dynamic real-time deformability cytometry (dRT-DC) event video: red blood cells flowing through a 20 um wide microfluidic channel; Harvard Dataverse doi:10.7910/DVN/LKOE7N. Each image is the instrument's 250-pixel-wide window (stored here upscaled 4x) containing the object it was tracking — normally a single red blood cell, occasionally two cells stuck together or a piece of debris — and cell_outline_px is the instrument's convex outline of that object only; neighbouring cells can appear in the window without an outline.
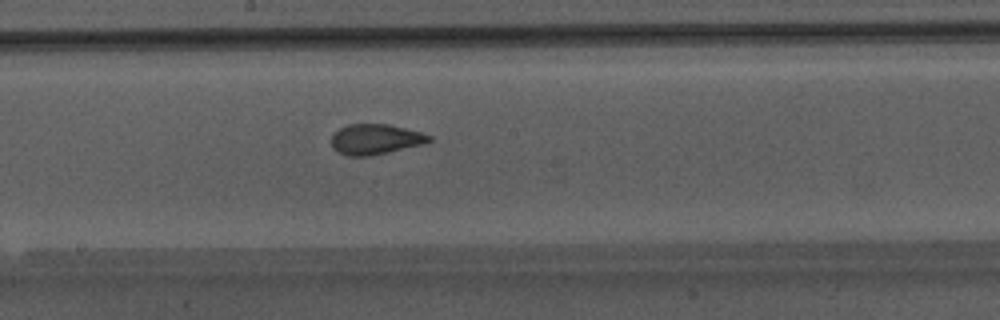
{"species": "Egyptian fruit bat (a non-hibernating species)", "species_latin": "Rousettus aegyptiacus", "temperature_condition": "warm", "stored_images_in_passage": 24, "camera_frame_rate_fps": 3000, "um_per_image_px": 0.085, "animal": {"sex": "male"}, "frame": {"image": 1, "passage_image": 8, "time_ms": 2.333, "image_size_px": [1000, 320], "cell_outline_px": [[432, 140], [424, 144], [388, 152], [368, 156], [348, 156], [332, 148], [332, 132], [348, 124], [388, 124], [420, 132], [432, 136]], "centroid_in_image_um": [31.9, 11.83], "position_along_channel_um": 216.3, "area_um2": 17.22}}
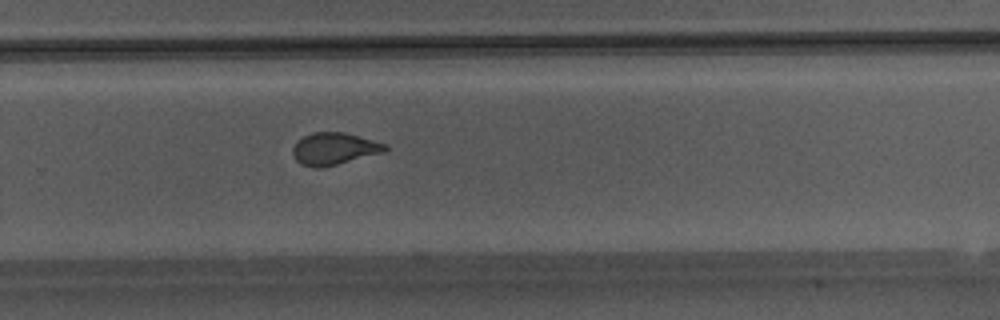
{"frame": {"image": 2, "passage_image": 14, "time_ms": 4.333, "image_size_px": [1000, 320], "cell_outline_px": [[388, 148], [384, 152], [320, 168], [312, 168], [300, 164], [296, 160], [292, 152], [292, 148], [304, 136], [312, 132], [344, 132], [388, 144]], "centroid_in_image_um": [28.4, 12.64], "position_along_channel_um": 301.4, "area_um2": 17.17}}